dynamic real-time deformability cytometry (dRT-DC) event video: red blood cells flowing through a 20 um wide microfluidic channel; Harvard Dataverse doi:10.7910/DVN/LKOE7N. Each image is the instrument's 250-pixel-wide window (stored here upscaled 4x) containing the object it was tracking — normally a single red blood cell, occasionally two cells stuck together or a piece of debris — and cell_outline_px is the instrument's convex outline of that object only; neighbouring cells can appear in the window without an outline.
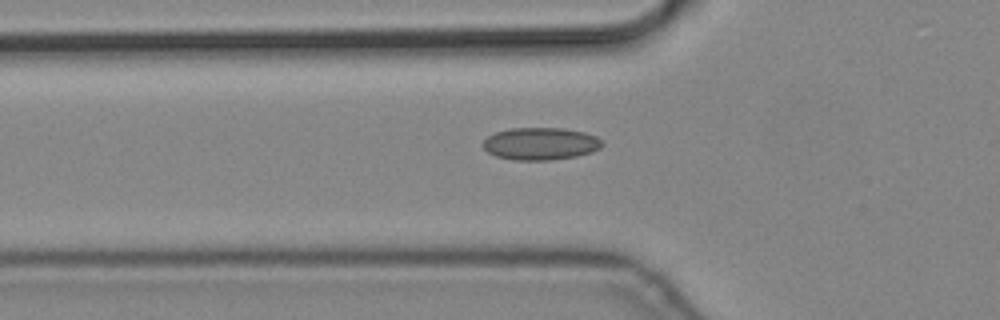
{"species": "common noctule bat (a hibernating species)", "species_latin": "Nyctalus noctula", "temperature_condition": "cold", "stored_images_in_passage": 5, "camera_frame_rate_fps": 3000, "um_per_image_px": 0.085, "animal": {"sex": "male", "body_mass_g": 19.2, "forearm_length_mm": 51.8}, "frame": {"image": 1, "passage_image": 5, "time_ms": 1.333, "image_size_px": [1000, 320], "cell_outline_px": [[604, 144], [600, 148], [592, 152], [576, 156], [552, 160], [516, 160], [496, 156], [488, 152], [484, 148], [484, 140], [488, 136], [496, 132], [512, 128], [564, 128], [584, 132], [596, 136]], "centroid_in_image_um": [45.97, 12.21], "position_along_channel_um": 79.8, "area_um2": 22.43}}